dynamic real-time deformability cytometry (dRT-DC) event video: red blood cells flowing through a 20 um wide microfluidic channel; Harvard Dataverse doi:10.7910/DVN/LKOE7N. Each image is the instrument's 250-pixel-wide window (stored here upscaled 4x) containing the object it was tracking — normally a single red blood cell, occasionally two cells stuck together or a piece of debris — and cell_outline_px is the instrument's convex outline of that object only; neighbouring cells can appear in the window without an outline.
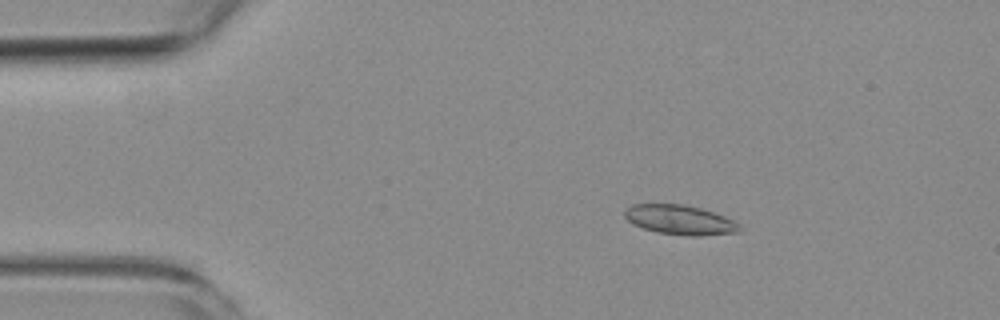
{"species": "common noctule bat (a hibernating species)", "species_latin": "Nyctalus noctula", "temperature_condition": "room temperature", "stored_images_in_passage": 3, "camera_frame_rate_fps": 3000, "um_per_image_px": 0.085, "animal": {"sex": "female", "body_mass_g": 19.3, "forearm_length_mm": 54.1}, "frame": {"image": 1, "passage_image": 1, "time_ms": 0.0, "image_size_px": [1000, 320], "cell_outline_px": [[740, 232], [696, 236], [688, 236], [656, 232], [632, 224], [624, 216], [624, 208], [632, 204], [684, 204], [700, 208], [724, 216], [740, 224]], "centroid_in_image_um": [57.76, 18.68], "position_along_channel_um": 27.2, "area_um2": 19.83}}
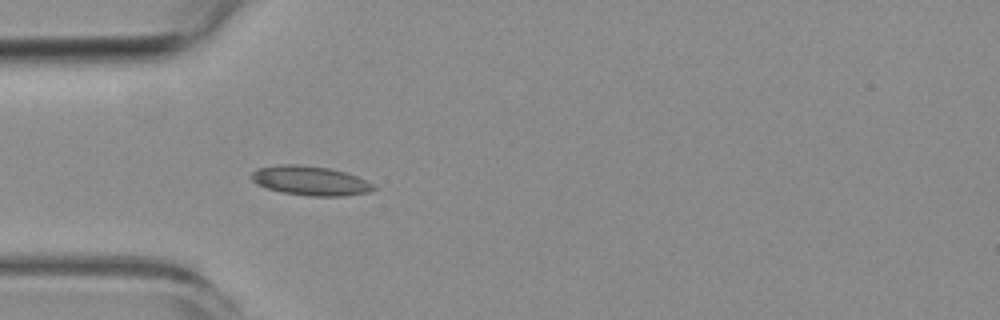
{"frame": {"image": 2, "passage_image": 3, "time_ms": 2.333, "image_size_px": [1000, 320], "cell_outline_px": [[376, 188], [368, 192], [344, 196], [308, 196], [284, 192], [268, 188], [256, 184], [252, 180], [252, 172], [256, 168], [280, 164], [300, 164], [328, 168], [344, 172], [356, 176], [372, 184]], "centroid_in_image_um": [26.34, 15.35], "position_along_channel_um": 58.7, "area_um2": 20.69}}